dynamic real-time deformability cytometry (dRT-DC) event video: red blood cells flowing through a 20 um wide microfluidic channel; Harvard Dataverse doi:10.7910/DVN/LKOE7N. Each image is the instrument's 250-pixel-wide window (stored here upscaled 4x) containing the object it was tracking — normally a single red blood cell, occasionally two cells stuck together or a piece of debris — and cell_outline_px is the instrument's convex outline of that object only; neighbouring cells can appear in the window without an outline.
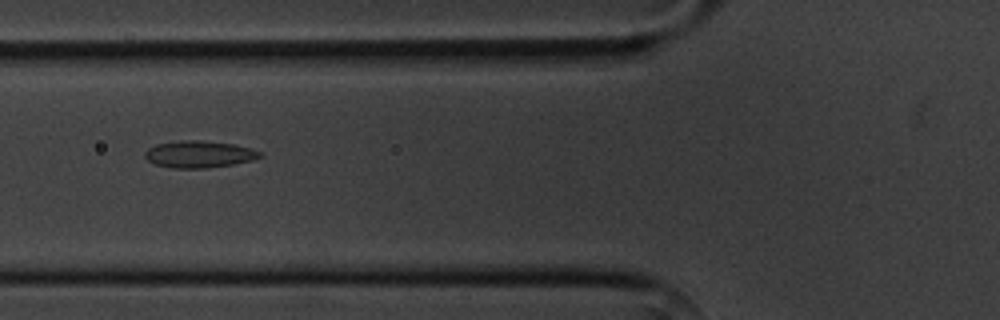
{"species": "common noctule bat (a hibernating species)", "species_latin": "Nyctalus noctula", "temperature_condition": "cold", "stored_images_in_passage": 4, "camera_frame_rate_fps": 3000, "um_per_image_px": 0.085, "animal": {"sex": "male", "body_mass_g": 20.1, "forearm_length_mm": 53.5}, "frame": {"image": 1, "passage_image": 3, "time_ms": 2.333, "image_size_px": [1000, 320], "cell_outline_px": [[264, 156], [252, 160], [232, 164], [204, 168], [172, 168], [156, 164], [148, 160], [144, 156], [144, 152], [148, 148], [156, 144], [180, 140], [200, 140], [236, 144], [260, 152]], "centroid_in_image_um": [16.9, 13.1], "position_along_channel_um": 108.9, "area_um2": 17.98}}
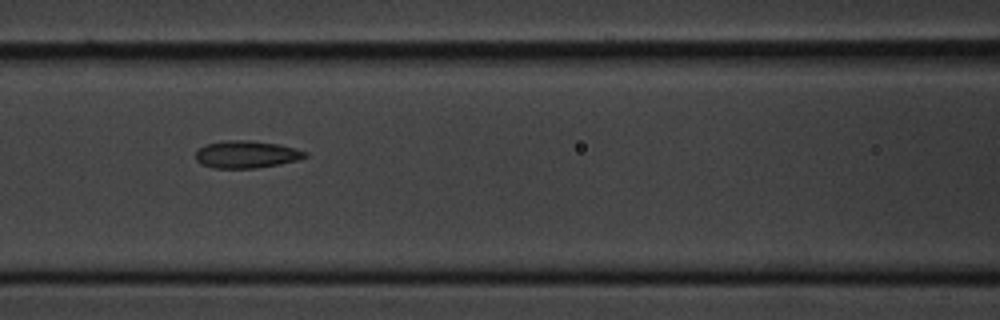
{"frame": {"image": 2, "passage_image": 4, "time_ms": 3.333, "image_size_px": [1000, 320], "cell_outline_px": [[308, 156], [296, 160], [280, 164], [256, 168], [212, 168], [200, 164], [196, 160], [196, 152], [200, 148], [208, 144], [224, 140], [252, 140], [276, 144], [296, 148], [308, 152]], "centroid_in_image_um": [20.95, 13.12], "position_along_channel_um": 145.7, "area_um2": 17.46}}